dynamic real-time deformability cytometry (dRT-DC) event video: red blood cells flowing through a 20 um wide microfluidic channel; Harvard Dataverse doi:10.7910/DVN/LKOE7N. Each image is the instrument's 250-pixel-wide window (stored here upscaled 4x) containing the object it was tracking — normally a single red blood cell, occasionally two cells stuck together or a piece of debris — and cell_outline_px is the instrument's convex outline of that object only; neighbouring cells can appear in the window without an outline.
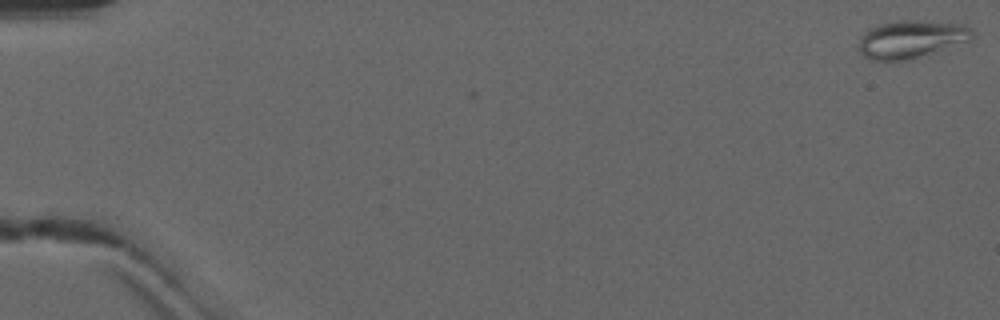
{"species": "common noctule bat (a hibernating species)", "species_latin": "Nyctalus noctula", "temperature_condition": "warm", "stored_images_in_passage": 4, "camera_frame_rate_fps": 3000, "um_per_image_px": 0.085, "animal": {"sex": "male", "forearm_length_mm": 52.5}, "frame": {"image": 1, "passage_image": 1, "time_ms": 0.0, "image_size_px": [1000, 320], "cell_outline_px": [[976, 36], [972, 40], [908, 60], [872, 60], [864, 56], [860, 52], [860, 40], [864, 32], [868, 28], [880, 24], [900, 20], [916, 20], [964, 24], [972, 28]], "centroid_in_image_um": [77.5, 3.32], "position_along_channel_um": 7.5, "area_um2": 25.03}}